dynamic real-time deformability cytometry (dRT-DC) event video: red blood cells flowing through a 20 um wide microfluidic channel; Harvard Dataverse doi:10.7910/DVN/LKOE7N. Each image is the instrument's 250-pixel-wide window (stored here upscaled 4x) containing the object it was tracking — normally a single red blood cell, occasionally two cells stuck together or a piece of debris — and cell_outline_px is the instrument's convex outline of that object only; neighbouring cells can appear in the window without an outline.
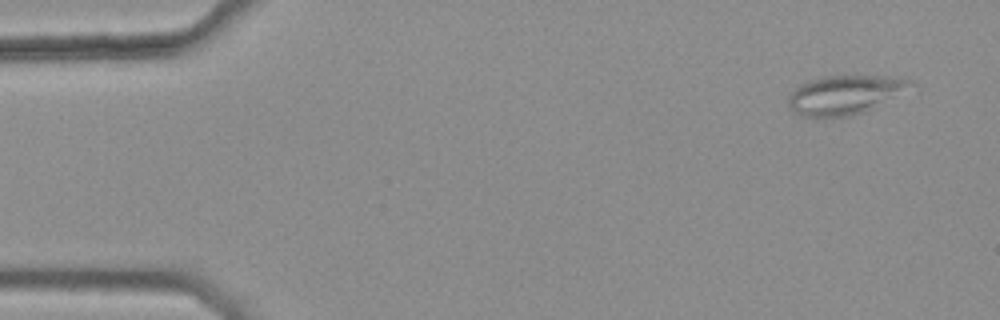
{"species": "common noctule bat (a hibernating species)", "species_latin": "Nyctalus noctula", "temperature_condition": "warm", "stored_images_in_passage": 6, "camera_frame_rate_fps": 3000, "um_per_image_px": 0.085, "animal": {"sex": "female", "body_mass_g": 25.1}, "frame": {"image": 1, "passage_image": 1, "time_ms": 0.0, "image_size_px": [1000, 320], "cell_outline_px": [[920, 88], [864, 112], [852, 116], [804, 116], [792, 112], [788, 108], [788, 92], [800, 84], [808, 80], [824, 76], [904, 76], [912, 80]], "centroid_in_image_um": [71.95, 8.03], "position_along_channel_um": 13.0, "area_um2": 28.96}}
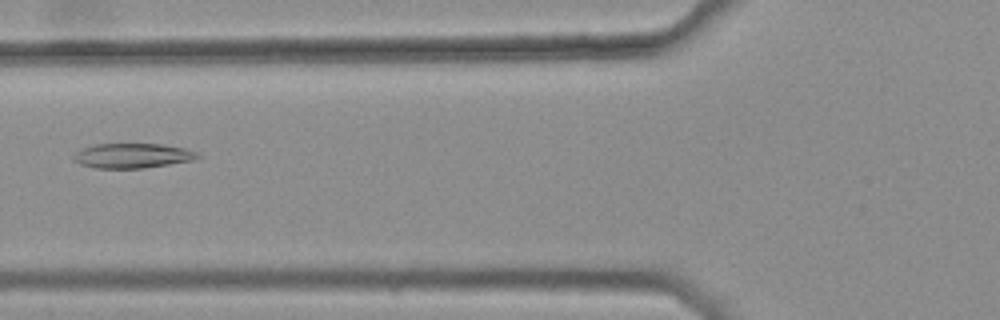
{"frame": {"image": 2, "passage_image": 6, "time_ms": 1.667, "image_size_px": [1000, 320], "cell_outline_px": [[200, 156], [192, 160], [144, 168], [96, 168], [80, 164], [72, 160], [72, 156], [76, 152], [84, 148], [96, 144], [164, 144], [184, 148], [200, 152]], "centroid_in_image_um": [11.26, 13.23], "position_along_channel_um": 114.5, "area_um2": 17.86}}